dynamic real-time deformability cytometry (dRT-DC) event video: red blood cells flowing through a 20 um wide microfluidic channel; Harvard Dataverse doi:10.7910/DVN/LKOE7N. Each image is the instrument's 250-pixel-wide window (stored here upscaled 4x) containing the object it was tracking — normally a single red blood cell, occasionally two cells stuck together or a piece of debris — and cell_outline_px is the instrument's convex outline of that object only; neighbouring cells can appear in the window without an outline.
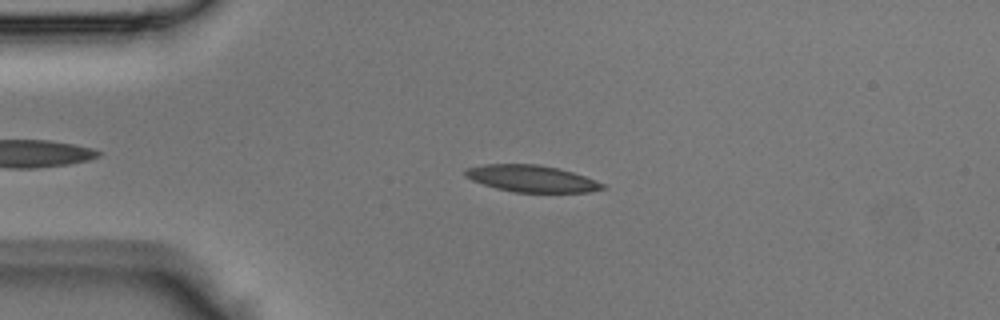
{"species": "Egyptian fruit bat (a non-hibernating species)", "species_latin": "Rousettus aegyptiacus", "temperature_condition": "room temperature", "stored_images_in_passage": 38, "camera_frame_rate_fps": 3000, "um_per_image_px": 0.085, "animal": {"sex": "male"}, "frame": {"image": 1, "passage_image": 9, "time_ms": 2.667, "image_size_px": [1000, 320], "cell_outline_px": [[608, 188], [588, 192], [512, 192], [496, 188], [472, 180], [464, 176], [464, 168], [484, 164], [536, 164], [556, 168], [572, 172], [596, 180], [604, 184]], "centroid_in_image_um": [45.16, 15.18], "position_along_channel_um": 39.8, "area_um2": 21.39}}
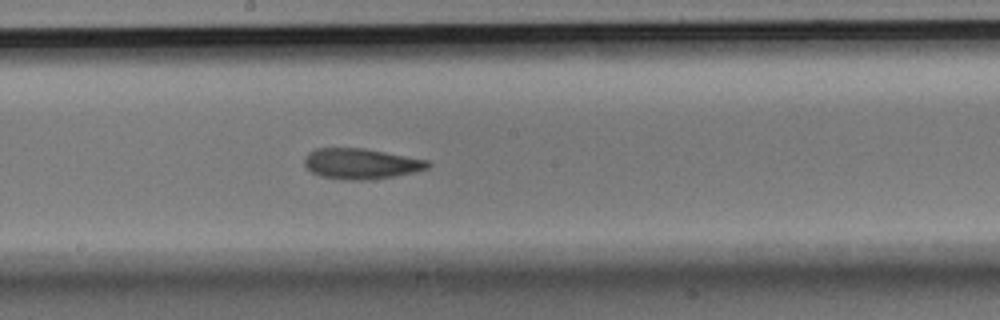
{"frame": {"image": 2, "passage_image": 22, "time_ms": 7.0, "image_size_px": [1000, 320], "cell_outline_px": [[432, 164], [428, 168], [416, 172], [368, 180], [352, 180], [320, 176], [312, 172], [304, 164], [304, 156], [308, 152], [316, 148], [364, 148], [432, 160]], "centroid_in_image_um": [30.73, 13.9], "position_along_channel_um": 217.5, "area_um2": 22.2}}
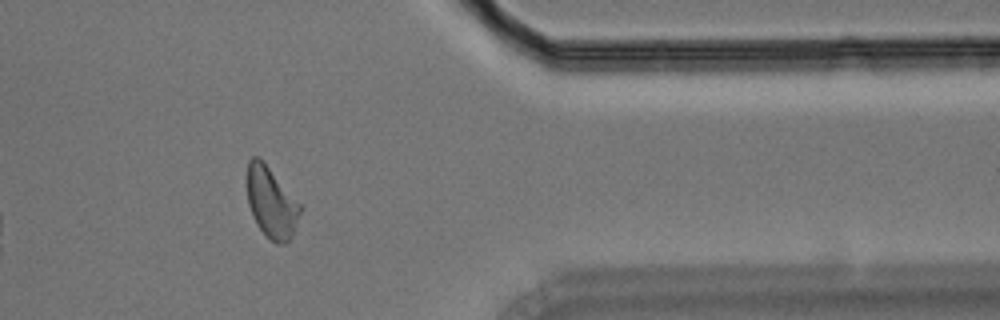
{"frame": {"image": 3, "passage_image": 34, "time_ms": 11.0, "image_size_px": [1000, 320], "cell_outline_px": [[300, 212], [292, 232], [288, 240], [284, 244], [276, 244], [260, 228], [252, 216], [248, 204], [248, 160], [252, 156], [260, 156], [264, 160], [300, 204]], "centroid_in_image_um": [23.03, 17.15], "position_along_channel_um": 388.4, "area_um2": 21.44}}